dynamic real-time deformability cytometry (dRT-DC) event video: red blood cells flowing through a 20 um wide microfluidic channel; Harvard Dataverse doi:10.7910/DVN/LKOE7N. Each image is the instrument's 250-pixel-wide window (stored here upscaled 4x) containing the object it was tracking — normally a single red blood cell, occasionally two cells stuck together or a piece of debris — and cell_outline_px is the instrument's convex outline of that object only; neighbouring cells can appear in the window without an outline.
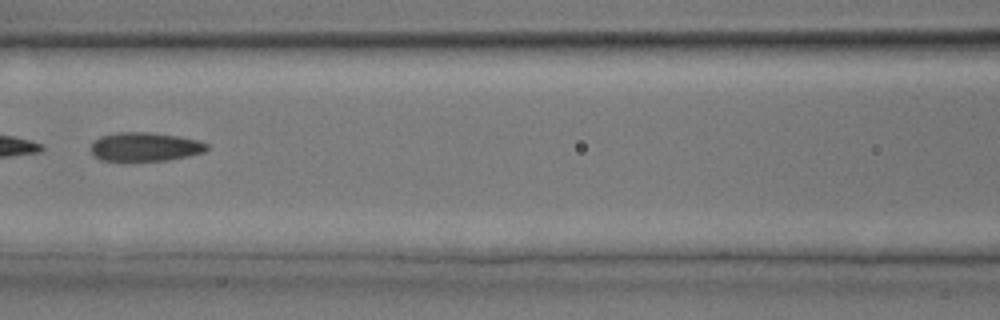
{"species": "common noctule bat (a hibernating species)", "species_latin": "Nyctalus noctula", "temperature_condition": "room temperature", "stored_images_in_passage": 24, "camera_frame_rate_fps": 3000, "um_per_image_px": 0.085, "animal": {"sex": "male", "body_mass_g": 17.9, "forearm_length_mm": 54.2}, "frame": {"image": 1, "passage_image": 6, "time_ms": 1.667, "image_size_px": [1000, 320], "cell_outline_px": [[208, 148], [204, 152], [188, 156], [168, 160], [100, 160], [92, 156], [88, 148], [92, 140], [100, 136], [120, 132], [148, 132], [180, 136], [196, 140], [208, 144]], "centroid_in_image_um": [12.25, 12.47], "position_along_channel_um": 154.3, "area_um2": 19.65}}